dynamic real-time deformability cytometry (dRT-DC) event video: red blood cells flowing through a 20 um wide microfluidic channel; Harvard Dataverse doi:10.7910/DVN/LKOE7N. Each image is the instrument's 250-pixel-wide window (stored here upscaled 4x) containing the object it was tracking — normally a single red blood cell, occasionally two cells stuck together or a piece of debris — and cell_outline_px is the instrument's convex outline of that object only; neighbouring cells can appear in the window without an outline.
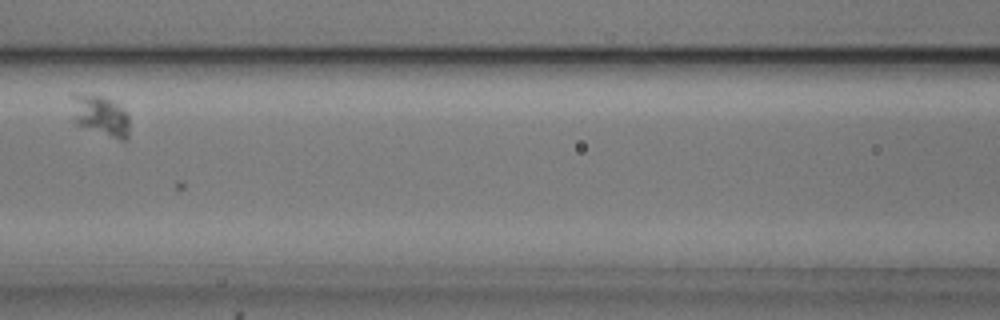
{"species": "common noctule bat (a hibernating species)", "species_latin": "Nyctalus noctula", "temperature_condition": "cold", "stored_images_in_passage": 44, "camera_frame_rate_fps": 3000, "um_per_image_px": 0.085, "animal": {"sex": "male", "body_mass_g": 20.5, "forearm_length_mm": 52.5}, "frame": {"image": 1, "passage_image": 13, "time_ms": 4.0, "image_size_px": [1000, 320], "cell_outline_px": [[128, 140], [120, 140], [76, 124], [72, 96], [104, 96], [124, 108], [128, 112]], "centroid_in_image_um": [8.64, 9.86], "position_along_channel_um": 158.0, "area_um2": 13.12}}
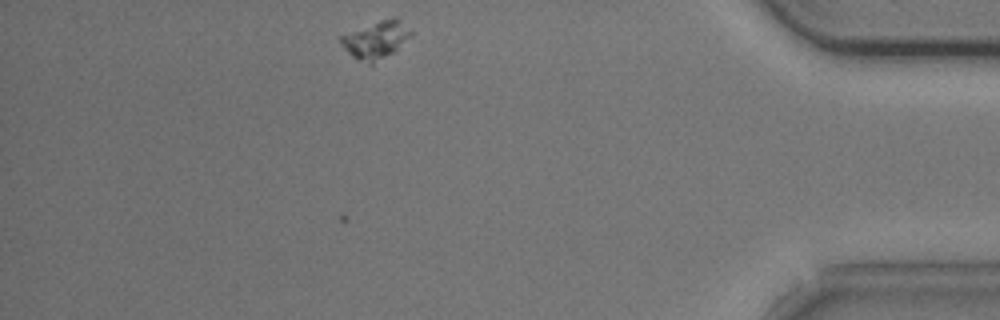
{"frame": {"image": 2, "passage_image": 38, "time_ms": 12.333, "image_size_px": [1000, 320], "cell_outline_px": [[412, 36], [392, 52], [372, 64], [356, 60], [340, 44], [340, 36], [380, 20], [396, 16], [412, 32]], "centroid_in_image_um": [31.95, 3.38], "position_along_channel_um": 403.3, "area_um2": 14.97}}